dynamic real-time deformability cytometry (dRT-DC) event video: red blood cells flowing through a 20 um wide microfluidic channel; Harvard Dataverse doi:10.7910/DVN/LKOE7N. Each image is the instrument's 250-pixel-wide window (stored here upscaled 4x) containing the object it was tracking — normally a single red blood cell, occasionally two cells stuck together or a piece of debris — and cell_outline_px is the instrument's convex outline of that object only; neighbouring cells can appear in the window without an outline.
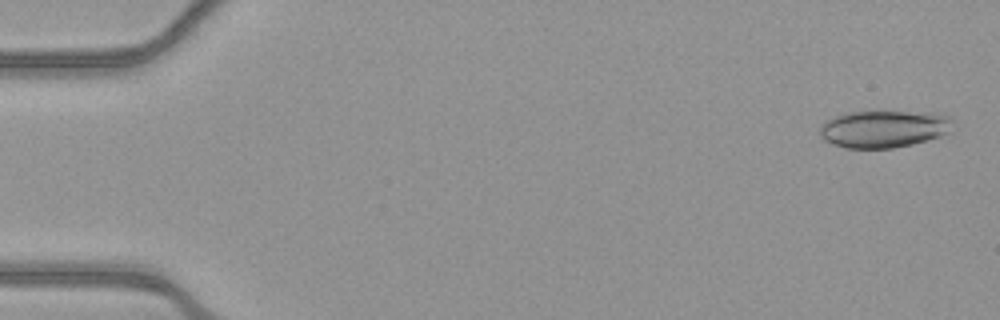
{"species": "common noctule bat (a hibernating species)", "species_latin": "Nyctalus noctula", "temperature_condition": "warm", "stored_images_in_passage": 53, "camera_frame_rate_fps": 3000, "um_per_image_px": 0.085, "animal": {"sex": "female", "body_mass_g": 21.9}, "frame": {"image": 1, "passage_image": 2, "time_ms": 0.333, "image_size_px": [1000, 320], "cell_outline_px": [[952, 132], [940, 136], [912, 144], [892, 148], [844, 148], [832, 144], [824, 140], [820, 136], [820, 124], [824, 120], [848, 112], [932, 112], [948, 116], [952, 120]], "centroid_in_image_um": [75.11, 10.96], "position_along_channel_um": 9.9, "area_um2": 29.02}}
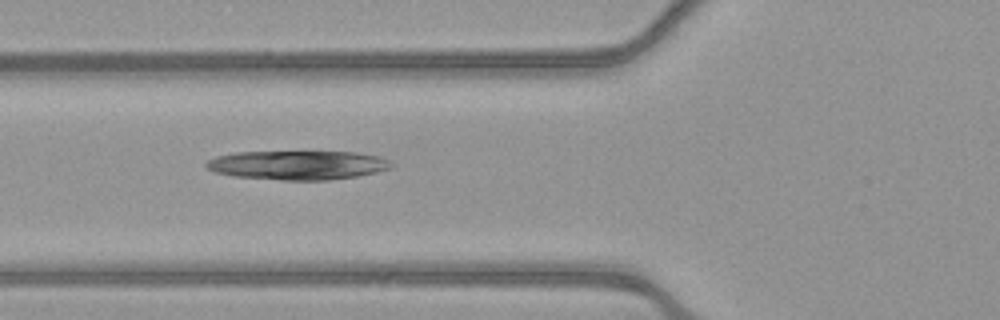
{"frame": {"image": 2, "passage_image": 20, "time_ms": 6.333, "image_size_px": [1000, 320], "cell_outline_px": [[392, 168], [376, 172], [356, 176], [328, 180], [284, 180], [232, 176], [216, 172], [208, 168], [204, 164], [208, 160], [216, 156], [236, 152], [356, 152], [380, 156], [388, 160], [392, 164]], "centroid_in_image_um": [25.31, 14.03], "position_along_channel_um": 100.5, "area_um2": 31.27}}
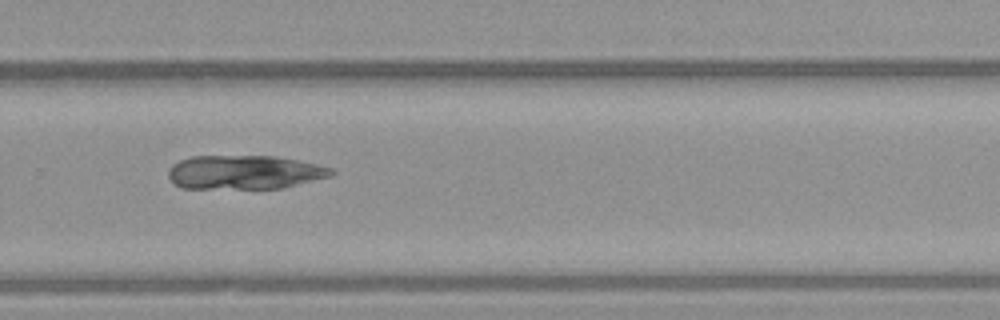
{"frame": {"image": 3, "passage_image": 36, "time_ms": 11.667, "image_size_px": [1000, 320], "cell_outline_px": [[336, 172], [332, 176], [284, 188], [180, 188], [168, 176], [168, 172], [172, 164], [180, 160], [192, 156], [276, 156], [316, 164], [332, 168]], "centroid_in_image_um": [20.8, 14.64], "position_along_channel_um": 309.0, "area_um2": 32.25}}